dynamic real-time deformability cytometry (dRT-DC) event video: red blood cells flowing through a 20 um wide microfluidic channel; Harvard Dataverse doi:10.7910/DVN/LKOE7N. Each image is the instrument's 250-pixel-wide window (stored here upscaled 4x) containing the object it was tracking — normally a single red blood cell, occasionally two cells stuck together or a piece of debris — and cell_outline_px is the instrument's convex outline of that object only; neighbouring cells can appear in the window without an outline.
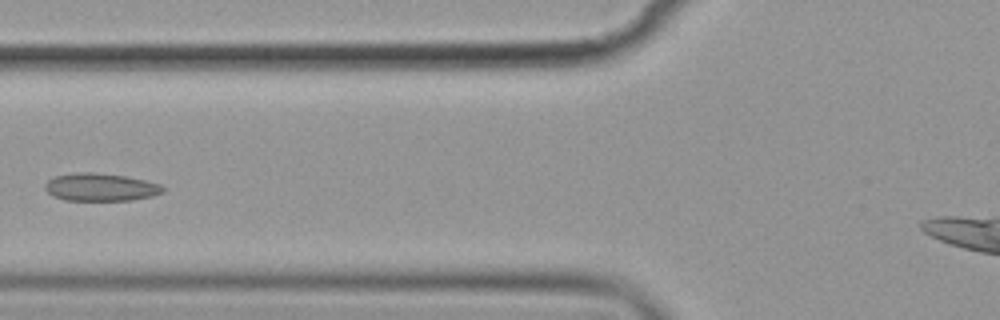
{"species": "common noctule bat (a hibernating species)", "species_latin": "Nyctalus noctula", "temperature_condition": "cold", "stored_images_in_passage": 9, "segment_of_instrument_passage": [1, 2], "camera_frame_rate_fps": 3000, "um_per_image_px": 0.085, "animal": {"sex": "female", "body_mass_g": 19.9}, "frame": {"image": 1, "passage_image": 7, "time_ms": 7.333, "image_size_px": [1000, 320], "cell_outline_px": [[164, 192], [152, 196], [132, 200], [64, 200], [52, 196], [44, 188], [44, 184], [48, 180], [56, 176], [76, 172], [92, 172], [124, 176], [144, 180], [160, 184], [164, 188]], "centroid_in_image_um": [8.53, 15.91], "position_along_channel_um": 117.3, "area_um2": 19.02}}
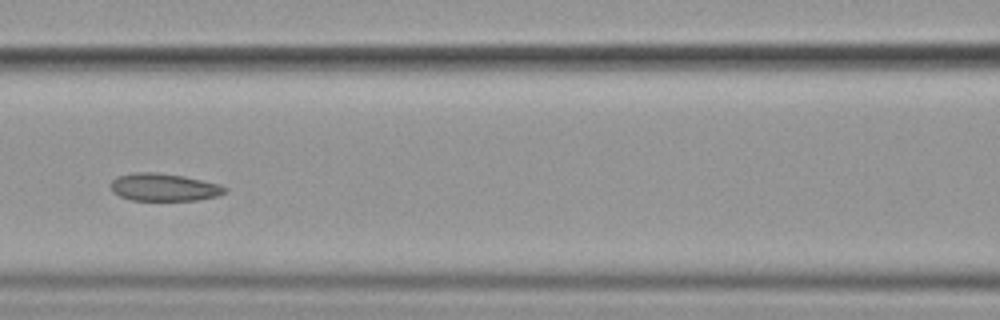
{"frame": {"image": 2, "passage_image": 8, "time_ms": 8.333, "image_size_px": [1000, 320], "cell_outline_px": [[228, 188], [224, 192], [216, 196], [200, 200], [132, 200], [120, 196], [112, 192], [112, 180], [116, 176], [136, 172], [156, 172], [184, 176], [220, 184]], "centroid_in_image_um": [13.93, 15.91], "position_along_channel_um": 152.7, "area_um2": 18.32}}